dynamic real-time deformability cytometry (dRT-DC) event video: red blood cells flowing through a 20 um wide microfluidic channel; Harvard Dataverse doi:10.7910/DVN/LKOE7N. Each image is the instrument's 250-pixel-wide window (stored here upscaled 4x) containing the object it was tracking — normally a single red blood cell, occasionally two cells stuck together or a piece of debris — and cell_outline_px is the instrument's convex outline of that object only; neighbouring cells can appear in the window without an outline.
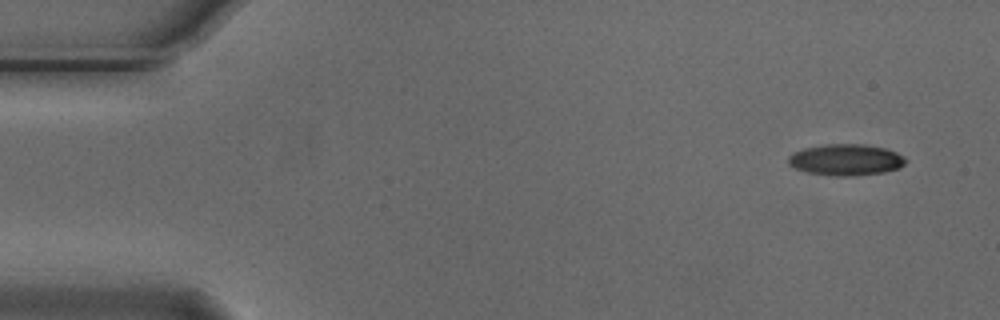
{"species": "Egyptian fruit bat (a non-hibernating species)", "species_latin": "Rousettus aegyptiacus", "temperature_condition": "cold", "stored_images_in_passage": 8, "camera_frame_rate_fps": 3000, "um_per_image_px": 0.085, "animal": {"sex": "male"}, "frame": {"image": 1, "passage_image": 1, "time_ms": 0.0, "image_size_px": [1000, 320], "cell_outline_px": [[908, 160], [900, 168], [884, 172], [856, 176], [832, 176], [808, 172], [796, 168], [788, 164], [788, 156], [792, 152], [804, 148], [824, 144], [864, 144], [884, 148], [896, 152], [904, 156]], "centroid_in_image_um": [71.91, 13.58], "position_along_channel_um": 13.1, "area_um2": 21.62}}
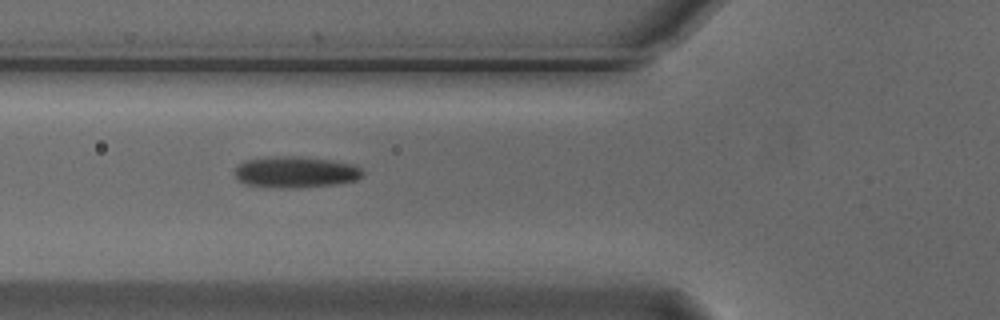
{"frame": {"image": 2, "passage_image": 5, "time_ms": 1.333, "image_size_px": [1000, 320], "cell_outline_px": [[364, 176], [356, 180], [336, 184], [288, 188], [244, 184], [236, 180], [232, 172], [244, 160], [284, 156], [296, 156], [332, 160], [356, 164], [364, 172]], "centroid_in_image_um": [25.13, 14.62], "position_along_channel_um": 100.7, "area_um2": 23.35}}
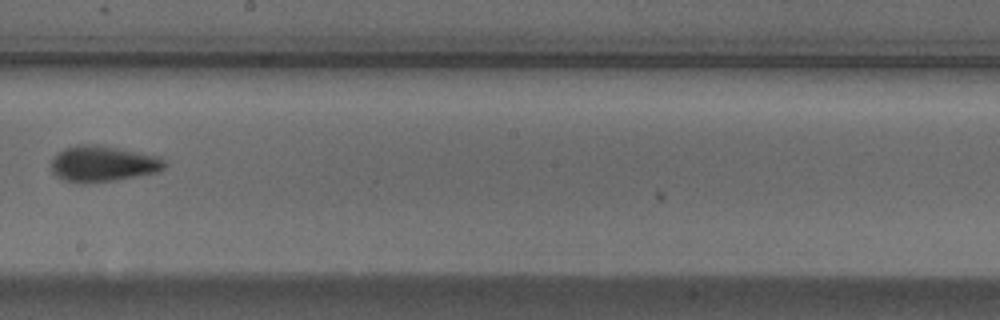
{"frame": {"image": 3, "passage_image": 8, "time_ms": 2.333, "image_size_px": [1000, 320], "cell_outline_px": [[168, 164], [164, 168], [156, 172], [116, 180], [64, 180], [56, 176], [52, 172], [52, 160], [64, 148], [76, 144], [96, 144], [160, 156]], "centroid_in_image_um": [8.8, 13.87], "position_along_channel_um": 239.4, "area_um2": 23.0}}